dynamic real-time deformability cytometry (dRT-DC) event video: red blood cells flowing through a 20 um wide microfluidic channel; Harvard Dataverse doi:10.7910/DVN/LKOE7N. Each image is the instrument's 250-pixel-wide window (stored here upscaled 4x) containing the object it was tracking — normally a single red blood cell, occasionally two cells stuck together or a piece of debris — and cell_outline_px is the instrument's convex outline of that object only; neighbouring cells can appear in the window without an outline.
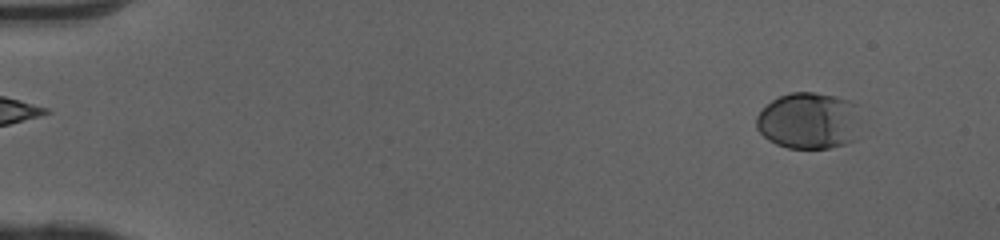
{"species": "human", "species_latin": "Homo sapiens", "temperature_condition": "cold", "stored_images_in_passage": 51, "camera_frame_rate_fps": 3000, "um_per_image_px": 0.085, "donor": {"sex": "female"}, "frame": {"image": 1, "passage_image": 5, "time_ms": 1.333, "image_size_px": [1000, 240], "cell_outline_px": [[856, 140], [844, 144], [828, 148], [788, 148], [776, 144], [768, 140], [756, 128], [756, 116], [772, 100], [780, 96], [792, 92], [812, 92], [836, 96], [848, 100], [856, 104]], "centroid_in_image_um": [68.71, 10.27], "position_along_channel_um": 16.3, "area_um2": 34.16}}
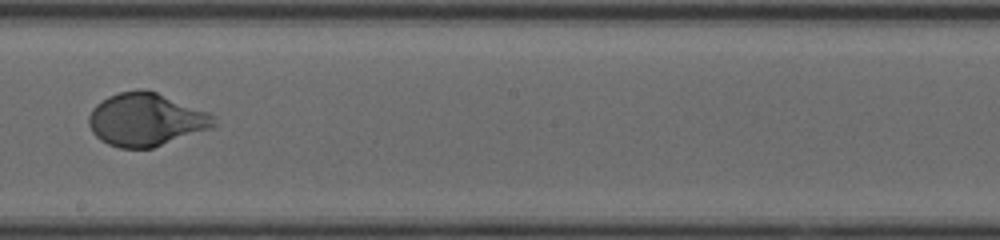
{"frame": {"image": 2, "passage_image": 31, "time_ms": 10.0, "image_size_px": [1000, 240], "cell_outline_px": [[216, 124], [212, 128], [152, 148], [120, 148], [108, 144], [100, 140], [92, 132], [88, 124], [88, 116], [92, 108], [96, 104], [108, 96], [120, 92], [136, 88], [144, 88], [156, 92], [208, 112], [212, 116]], "centroid_in_image_um": [12.36, 10.16], "position_along_channel_um": 235.8, "area_um2": 38.61}}
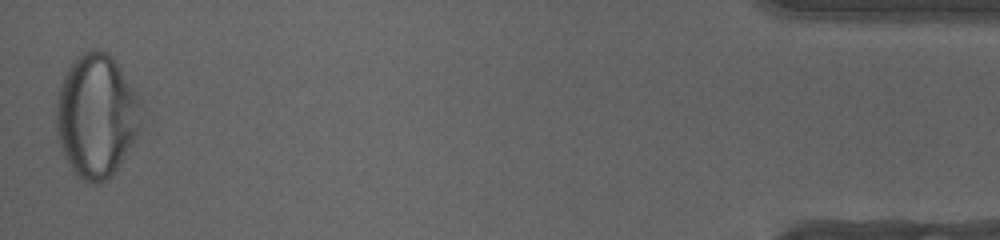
{"frame": {"image": 3, "passage_image": 51, "time_ms": 16.667, "image_size_px": [1000, 240], "cell_outline_px": [[140, 136], [116, 168], [104, 180], [84, 180], [76, 176], [64, 156], [56, 132], [56, 108], [60, 84], [68, 68], [76, 56], [84, 52], [96, 48], [100, 48], [120, 68], [136, 92], [140, 100]], "centroid_in_image_um": [8.19, 9.82], "position_along_channel_um": 427.0, "area_um2": 60.46}, "authors_computed_cell_mechanics": {"area_um2": 36.8186, "velocity_mm_per_s": 4.0661, "shape_relaxation_time_tau1_ms": 2.7984, "shape_relaxation_time_tau2_ms": null, "deformation_change_tau1": 0.1529, "deformation_change_tau2": null}}